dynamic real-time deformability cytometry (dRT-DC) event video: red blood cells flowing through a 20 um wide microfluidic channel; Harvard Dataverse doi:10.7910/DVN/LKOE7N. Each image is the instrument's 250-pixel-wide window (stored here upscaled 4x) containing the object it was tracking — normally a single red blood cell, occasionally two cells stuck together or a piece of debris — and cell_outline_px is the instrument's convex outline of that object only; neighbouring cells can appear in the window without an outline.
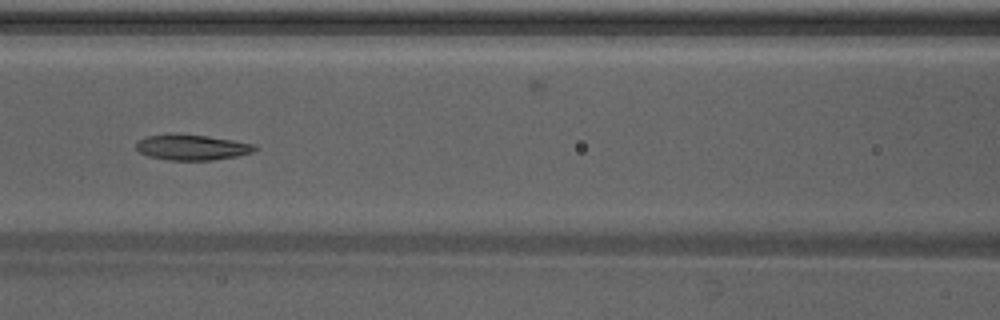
{"species": "Egyptian fruit bat (a non-hibernating species)", "species_latin": "Rousettus aegyptiacus", "temperature_condition": "warm", "stored_images_in_passage": 48, "camera_frame_rate_fps": 3000, "um_per_image_px": 0.085, "animal": {"sex": "male"}, "frame": {"image": 1, "passage_image": 21, "time_ms": 6.667, "image_size_px": [1000, 320], "cell_outline_px": [[260, 148], [252, 152], [236, 156], [212, 160], [168, 160], [148, 156], [140, 152], [136, 148], [136, 144], [140, 140], [148, 136], [208, 136], [256, 144]], "centroid_in_image_um": [16.4, 12.56], "position_along_channel_um": 150.2, "area_um2": 16.99}}
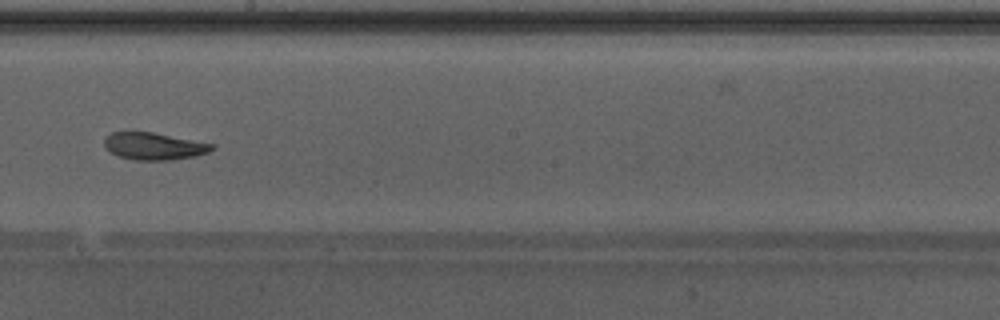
{"frame": {"image": 2, "passage_image": 27, "time_ms": 8.667, "image_size_px": [1000, 320], "cell_outline_px": [[216, 144], [208, 152], [196, 156], [172, 160], [136, 160], [120, 156], [112, 152], [104, 144], [104, 136], [112, 132], [152, 132]], "centroid_in_image_um": [13.11, 12.42], "position_along_channel_um": 235.1, "area_um2": 16.94}}
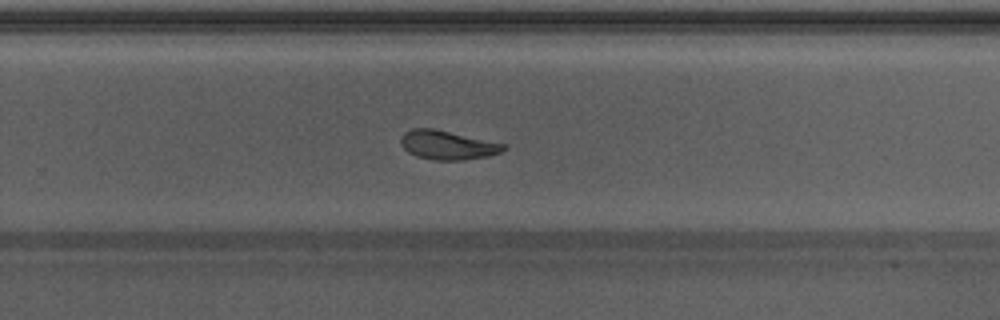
{"frame": {"image": 3, "passage_image": 31, "time_ms": 10.0, "image_size_px": [1000, 320], "cell_outline_px": [[508, 148], [500, 152], [488, 156], [464, 160], [436, 160], [416, 156], [408, 152], [400, 144], [400, 140], [404, 132], [412, 128], [436, 128], [508, 144]], "centroid_in_image_um": [38.07, 12.31], "position_along_channel_um": 291.7, "area_um2": 17.69}, "authors_computed_cell_mechanics": {"area_um2": 18.5249, "velocity_mm_per_s": 4.256, "shape_relaxation_time_tau1_ms": null, "shape_relaxation_time_tau2_ms": 2.5841, "deformation_change_tau1": null, "deformation_change_tau2": 0.0911}}